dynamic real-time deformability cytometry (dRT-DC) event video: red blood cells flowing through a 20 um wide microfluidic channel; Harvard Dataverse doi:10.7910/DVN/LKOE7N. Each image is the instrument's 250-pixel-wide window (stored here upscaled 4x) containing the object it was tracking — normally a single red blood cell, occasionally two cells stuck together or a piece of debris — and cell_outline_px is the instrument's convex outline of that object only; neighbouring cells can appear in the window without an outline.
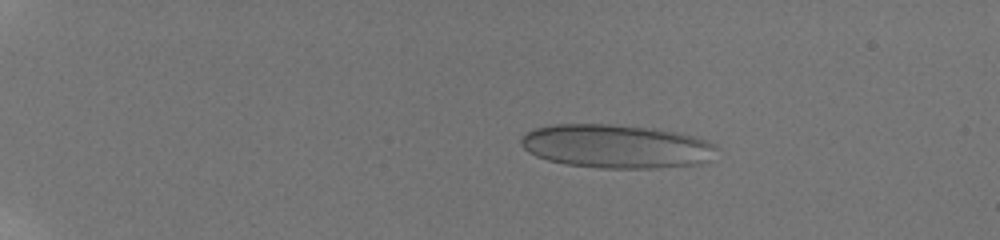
{"species": "human", "species_latin": "Homo sapiens", "temperature_condition": "room temperature", "stored_images_in_passage": 36, "camera_frame_rate_fps": 3000, "um_per_image_px": 0.085, "donor": {"sex": "male"}, "frame": {"image": 1, "passage_image": 8, "time_ms": 2.333, "image_size_px": [1000, 240], "cell_outline_px": [[720, 148], [708, 160], [700, 164], [652, 168], [600, 168], [568, 164], [548, 160], [536, 156], [528, 152], [520, 144], [520, 140], [528, 132], [536, 128], [556, 124], [608, 124], [656, 128], [696, 136], [708, 140], [716, 144]], "centroid_in_image_um": [52.44, 12.43], "position_along_channel_um": 32.6, "area_um2": 49.94}}
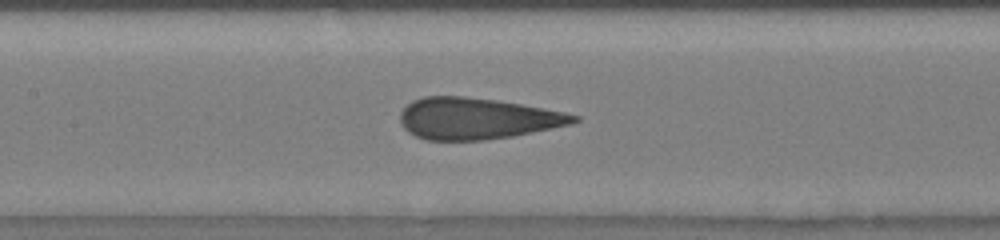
{"frame": {"image": 2, "passage_image": 20, "time_ms": 6.333, "image_size_px": [1000, 240], "cell_outline_px": [[580, 120], [572, 124], [512, 136], [484, 140], [424, 140], [408, 132], [400, 124], [400, 112], [412, 100], [424, 96], [464, 96], [496, 100], [520, 104], [564, 112], [580, 116]], "centroid_in_image_um": [40.51, 10.07], "position_along_channel_um": 166.9, "area_um2": 41.85}}
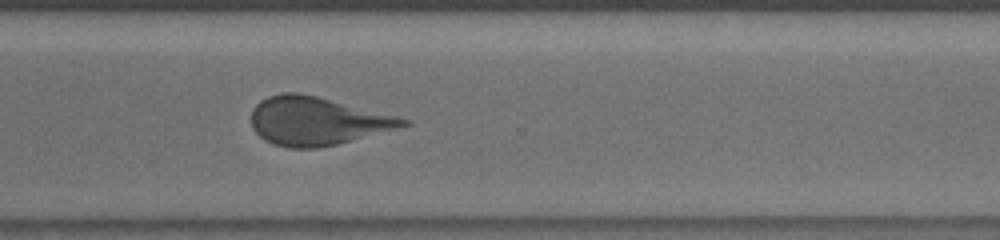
{"frame": {"image": 3, "passage_image": 29, "time_ms": 9.333, "image_size_px": [1000, 240], "cell_outline_px": [[412, 124], [400, 128], [336, 144], [316, 148], [288, 148], [272, 144], [264, 140], [252, 128], [252, 108], [260, 100], [268, 96], [280, 92], [296, 92], [316, 96], [400, 116], [412, 120]], "centroid_in_image_um": [26.97, 10.28], "position_along_channel_um": 343.6, "area_um2": 42.95}}